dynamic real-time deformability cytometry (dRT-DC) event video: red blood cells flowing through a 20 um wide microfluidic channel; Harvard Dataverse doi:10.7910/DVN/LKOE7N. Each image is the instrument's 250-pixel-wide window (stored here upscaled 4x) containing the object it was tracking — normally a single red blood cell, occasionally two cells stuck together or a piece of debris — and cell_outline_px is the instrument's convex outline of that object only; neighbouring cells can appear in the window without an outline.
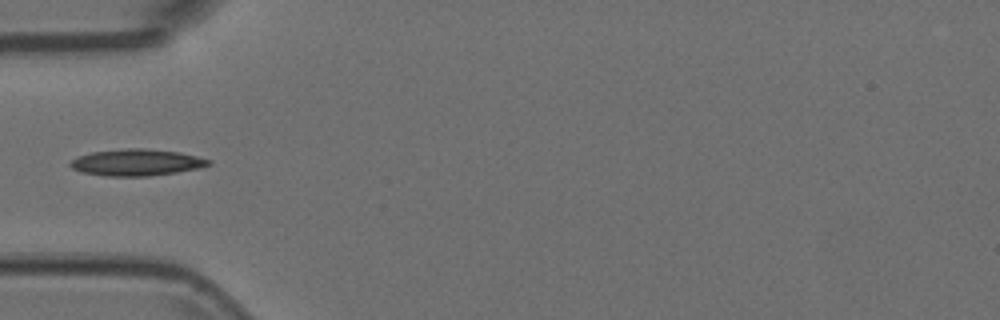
{"species": "Egyptian fruit bat (a non-hibernating species)", "species_latin": "Rousettus aegyptiacus", "temperature_condition": "room temperature", "stored_images_in_passage": 27, "camera_frame_rate_fps": 3000, "um_per_image_px": 0.085, "animal": {"sex": "female"}, "frame": {"image": 1, "passage_image": 1, "time_ms": 0.0, "image_size_px": [1000, 320], "cell_outline_px": [[212, 164], [200, 168], [176, 172], [148, 176], [104, 176], [80, 172], [72, 168], [68, 164], [76, 156], [92, 152], [124, 148], [144, 148], [180, 152], [212, 160]], "centroid_in_image_um": [11.59, 13.8], "position_along_channel_um": 73.4, "area_um2": 21.62}}
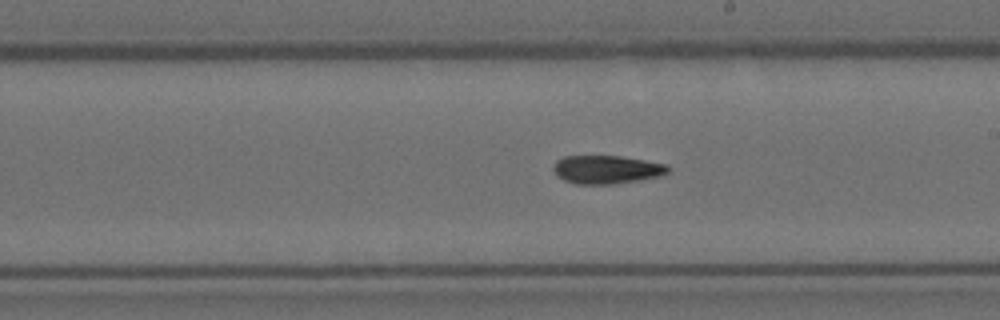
{"frame": {"image": 2, "passage_image": 14, "time_ms": 4.333, "image_size_px": [1000, 320], "cell_outline_px": [[672, 172], [664, 176], [616, 184], [576, 184], [564, 180], [556, 176], [552, 168], [556, 160], [564, 156], [620, 156], [668, 164]], "centroid_in_image_um": [51.61, 14.42], "position_along_channel_um": 237.4, "area_um2": 19.36}}
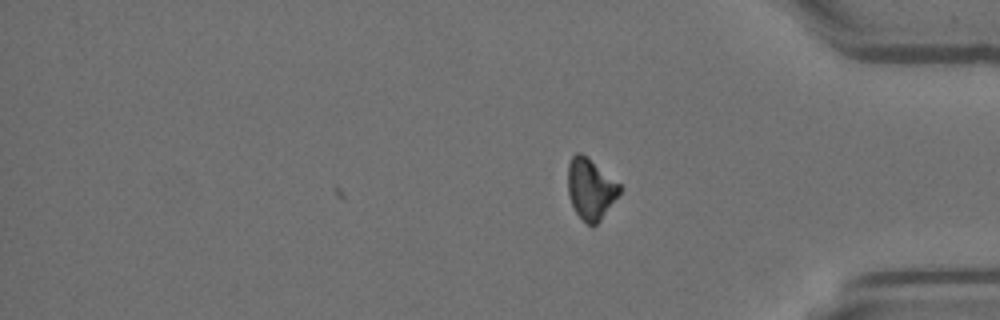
{"frame": {"image": 3, "passage_image": 27, "time_ms": 8.667, "image_size_px": [1000, 320], "cell_outline_px": [[620, 192], [600, 220], [592, 228], [576, 212], [568, 196], [568, 164], [572, 156], [576, 152], [580, 152], [588, 156], [620, 184]], "centroid_in_image_um": [50.18, 16.02], "position_along_channel_um": 385.0, "area_um2": 18.26}}